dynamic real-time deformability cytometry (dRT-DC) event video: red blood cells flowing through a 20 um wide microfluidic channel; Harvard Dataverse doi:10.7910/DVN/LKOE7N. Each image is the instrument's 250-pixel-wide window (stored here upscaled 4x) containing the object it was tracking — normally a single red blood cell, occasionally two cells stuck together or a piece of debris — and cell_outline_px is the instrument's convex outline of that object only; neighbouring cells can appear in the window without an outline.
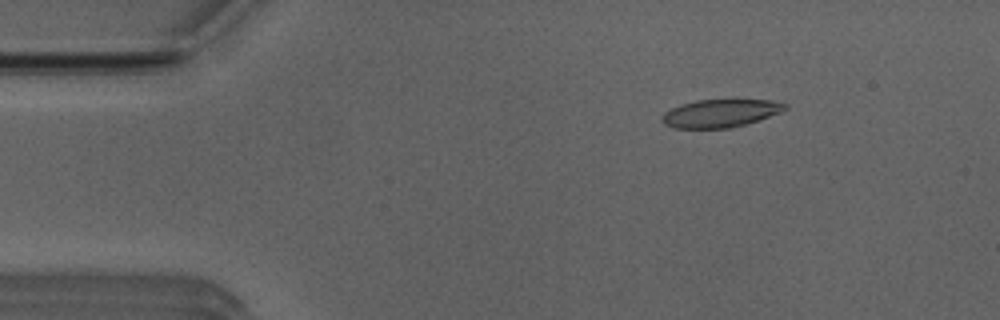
{"species": "Egyptian fruit bat (a non-hibernating species)", "species_latin": "Rousettus aegyptiacus", "temperature_condition": "room temperature", "stored_images_in_passage": 19, "camera_frame_rate_fps": 3000, "um_per_image_px": 0.085, "animal": {"sex": "male"}, "frame": {"image": 1, "passage_image": 1, "time_ms": 0.0, "image_size_px": [1000, 320], "cell_outline_px": [[788, 108], [780, 112], [732, 128], [672, 128], [664, 124], [660, 120], [664, 112], [680, 104], [696, 100], [772, 100], [788, 104]], "centroid_in_image_um": [61.19, 9.63], "position_along_channel_um": 23.8, "area_um2": 19.94}}
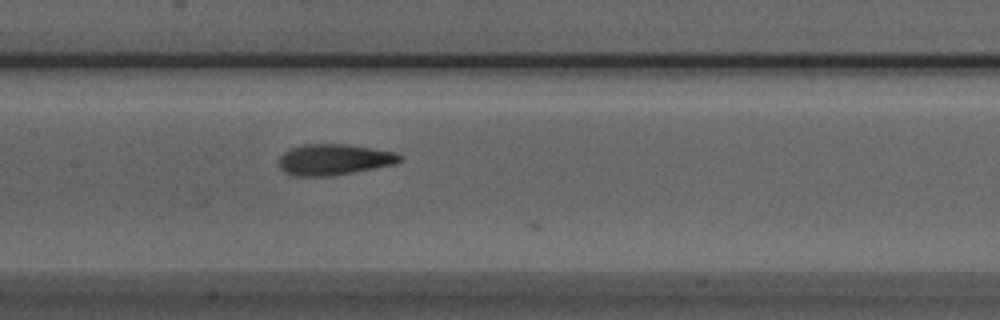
{"frame": {"image": 2, "passage_image": 18, "time_ms": 5.667, "image_size_px": [1000, 320], "cell_outline_px": [[404, 160], [396, 164], [332, 176], [296, 176], [284, 172], [280, 168], [280, 156], [284, 152], [292, 148], [304, 144], [344, 144], [372, 148], [396, 152], [404, 156]], "centroid_in_image_um": [28.45, 13.56], "position_along_channel_um": 179.0, "area_um2": 21.91}}